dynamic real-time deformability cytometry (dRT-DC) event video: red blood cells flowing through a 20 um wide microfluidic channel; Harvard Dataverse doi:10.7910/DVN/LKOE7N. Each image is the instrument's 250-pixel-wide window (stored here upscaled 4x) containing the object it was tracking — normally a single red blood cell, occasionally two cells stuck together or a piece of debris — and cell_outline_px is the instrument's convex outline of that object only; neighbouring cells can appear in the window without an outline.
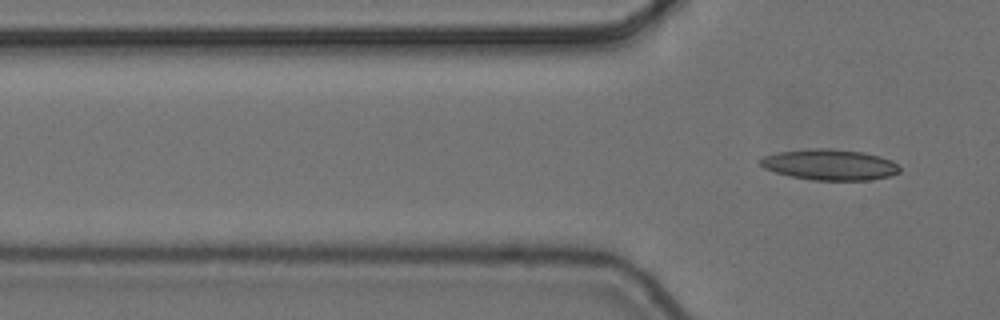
{"species": "common noctule bat (a hibernating species)", "species_latin": "Nyctalus noctula", "temperature_condition": "cold", "stored_images_in_passage": 2, "camera_frame_rate_fps": 3000, "um_per_image_px": 0.085, "animal": {"sex": "female", "body_mass_g": 24.6, "forearm_length_mm": 56.2}, "frame": {"image": 1, "passage_image": 2, "time_ms": 0.333, "image_size_px": [1000, 320], "cell_outline_px": [[900, 172], [892, 176], [868, 180], [812, 180], [792, 176], [776, 172], [764, 168], [760, 164], [760, 160], [764, 156], [776, 152], [808, 148], [832, 148], [864, 152], [880, 156], [892, 160], [900, 168]], "centroid_in_image_um": [70.55, 13.98], "position_along_channel_um": 55.2, "area_um2": 25.2}}